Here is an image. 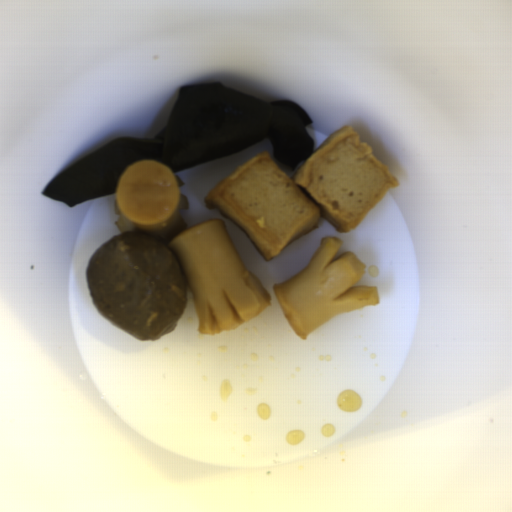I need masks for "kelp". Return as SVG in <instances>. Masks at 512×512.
Here are the masks:
<instances>
[{"label":"kelp","instance_id":"1","mask_svg":"<svg viewBox=\"0 0 512 512\" xmlns=\"http://www.w3.org/2000/svg\"><path fill=\"white\" fill-rule=\"evenodd\" d=\"M313 122L298 102L260 101L220 82L181 86L163 130L155 138L122 136L62 171L43 194L74 206L116 194L124 169L157 159L174 173L235 154L270 139L274 159L294 170L314 150L306 126Z\"/></svg>","mask_w":512,"mask_h":512}]
</instances>
